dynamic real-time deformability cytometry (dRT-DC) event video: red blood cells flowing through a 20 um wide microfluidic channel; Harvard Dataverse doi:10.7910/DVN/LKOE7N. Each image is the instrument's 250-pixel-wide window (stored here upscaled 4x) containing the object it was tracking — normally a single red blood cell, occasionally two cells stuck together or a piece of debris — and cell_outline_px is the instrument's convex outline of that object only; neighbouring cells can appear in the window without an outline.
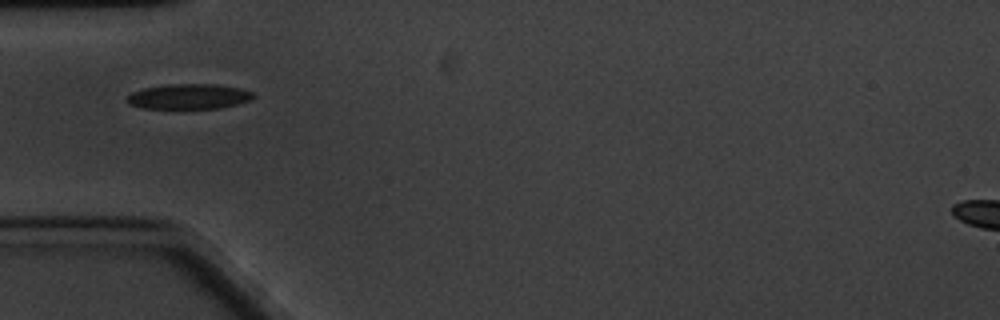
{"species": "common noctule bat (a hibernating species)", "species_latin": "Nyctalus noctula", "temperature_condition": "cold", "stored_images_in_passage": 43, "camera_frame_rate_fps": 3000, "um_per_image_px": 0.085, "animal": {"sex": "male", "body_mass_g": 20.1, "forearm_length_mm": 53.5}, "frame": {"image": 1, "passage_image": 1, "time_ms": 0.0, "image_size_px": [1000, 320], "cell_outline_px": [[256, 96], [248, 100], [236, 104], [220, 108], [140, 108], [128, 104], [128, 96], [132, 92], [144, 88], [168, 84], [216, 84], [240, 88], [252, 92]], "centroid_in_image_um": [16.04, 8.2], "position_along_channel_um": 69.0, "area_um2": 18.38}}
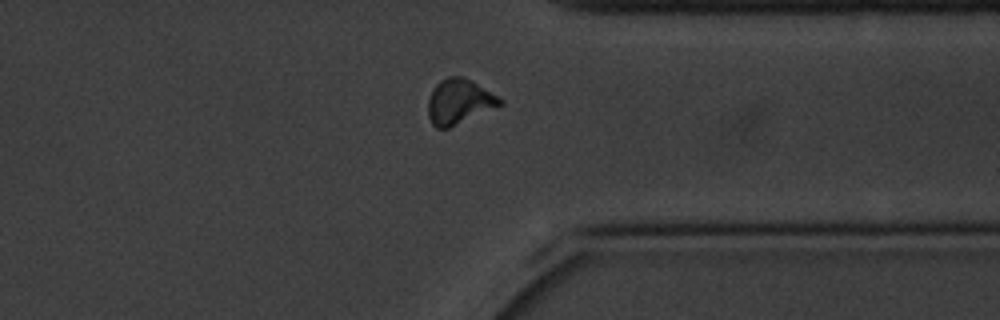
{"frame": {"image": 2, "passage_image": 29, "time_ms": 9.333, "image_size_px": [1000, 320], "cell_outline_px": [[504, 104], [448, 128], [436, 128], [432, 124], [428, 116], [428, 100], [432, 88], [440, 80], [448, 76], [464, 76], [472, 80], [504, 100]], "centroid_in_image_um": [39.02, 8.62], "position_along_channel_um": 372.4, "area_um2": 18.96}}
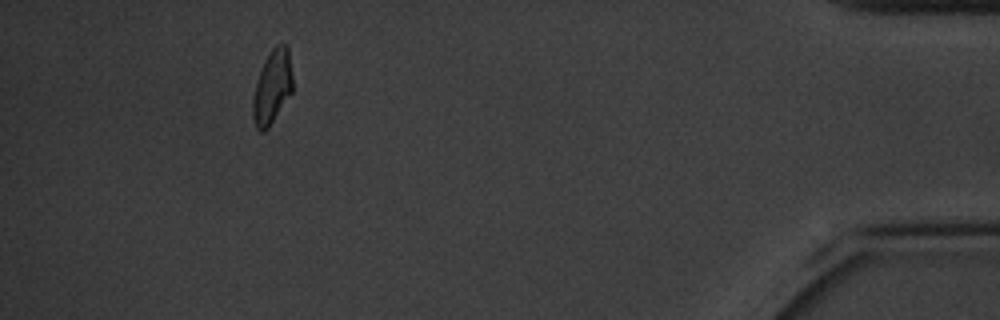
{"frame": {"image": 3, "passage_image": 38, "time_ms": 12.333, "image_size_px": [1000, 320], "cell_outline_px": [[292, 92], [268, 128], [264, 132], [260, 132], [256, 128], [252, 116], [252, 100], [256, 80], [264, 60], [272, 48], [276, 44], [288, 44], [292, 76]], "centroid_in_image_um": [23.12, 7.38], "position_along_channel_um": 412.1, "area_um2": 17.28}, "authors_computed_cell_mechanics": {"area_um2": 18.207, "velocity_mm_per_s": 3.2689, "shape_relaxation_time_tau1_ms": 4.2859, "shape_relaxation_time_tau2_ms": 1.9419, "deformation_change_tau1": 0.1344, "deformation_change_tau2": 0.0721}}